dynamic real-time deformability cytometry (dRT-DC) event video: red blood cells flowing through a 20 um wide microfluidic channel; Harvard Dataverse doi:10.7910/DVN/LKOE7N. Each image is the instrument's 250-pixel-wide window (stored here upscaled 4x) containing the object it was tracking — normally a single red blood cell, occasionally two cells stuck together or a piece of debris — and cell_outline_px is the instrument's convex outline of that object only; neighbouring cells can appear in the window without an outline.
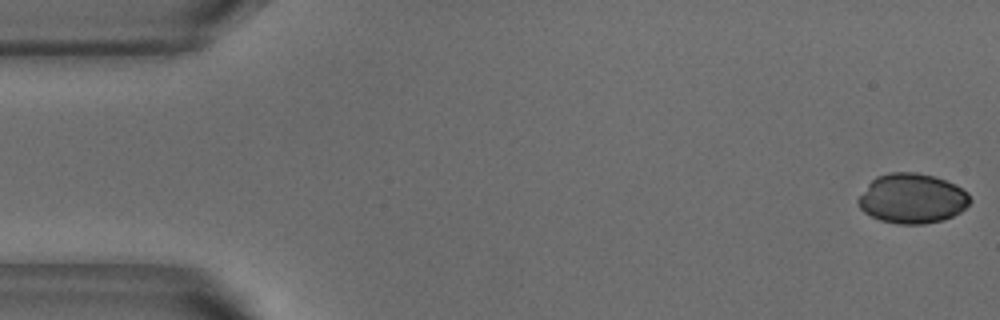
{"species": "common noctule bat (a hibernating species)", "species_latin": "Nyctalus noctula", "temperature_condition": "warm", "stored_images_in_passage": 49, "camera_frame_rate_fps": 3000, "um_per_image_px": 0.085, "animal": {"sex": "male", "body_mass_g": 18.8}, "frame": {"image": 1, "passage_image": 1, "time_ms": 0.0, "image_size_px": [1000, 320], "cell_outline_px": [[972, 200], [960, 212], [944, 220], [924, 224], [900, 224], [880, 220], [864, 212], [860, 208], [856, 200], [868, 184], [876, 176], [888, 172], [916, 172], [932, 176], [956, 184], [968, 192]], "centroid_in_image_um": [77.53, 16.87], "position_along_channel_um": 7.5, "area_um2": 32.54}}